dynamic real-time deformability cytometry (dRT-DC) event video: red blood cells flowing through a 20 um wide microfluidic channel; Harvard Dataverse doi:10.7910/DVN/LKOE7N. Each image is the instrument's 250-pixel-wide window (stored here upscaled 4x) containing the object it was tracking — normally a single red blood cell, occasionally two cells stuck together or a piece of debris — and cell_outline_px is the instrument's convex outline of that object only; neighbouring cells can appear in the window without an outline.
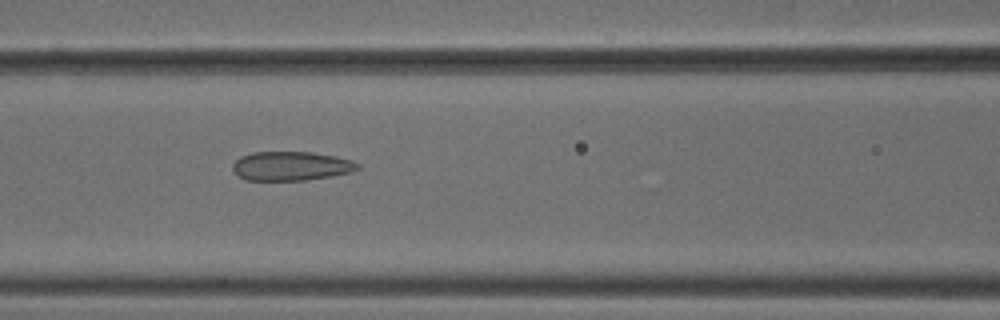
{"species": "common noctule bat (a hibernating species)", "species_latin": "Nyctalus noctula", "temperature_condition": "cold", "stored_images_in_passage": 50, "camera_frame_rate_fps": 3000, "um_per_image_px": 0.085, "animal": {"sex": "male", "body_mass_g": 18.8}, "frame": {"image": 1, "passage_image": 20, "time_ms": 6.333, "image_size_px": [1000, 320], "cell_outline_px": [[360, 168], [352, 172], [332, 176], [304, 180], [248, 180], [240, 176], [232, 168], [232, 164], [240, 156], [252, 152], [312, 152], [336, 156], [352, 160], [360, 164]], "centroid_in_image_um": [24.78, 14.1], "position_along_channel_um": 141.8, "area_um2": 21.21}}
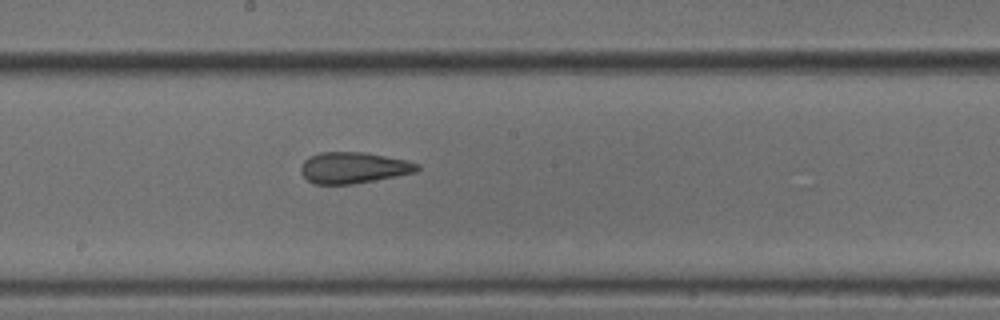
{"frame": {"image": 2, "passage_image": 26, "time_ms": 8.333, "image_size_px": [1000, 320], "cell_outline_px": [[420, 168], [416, 172], [396, 176], [352, 184], [312, 184], [300, 172], [300, 168], [304, 160], [308, 156], [320, 152], [364, 152], [408, 160], [420, 164]], "centroid_in_image_um": [30.04, 14.25], "position_along_channel_um": 218.2, "area_um2": 21.27}}
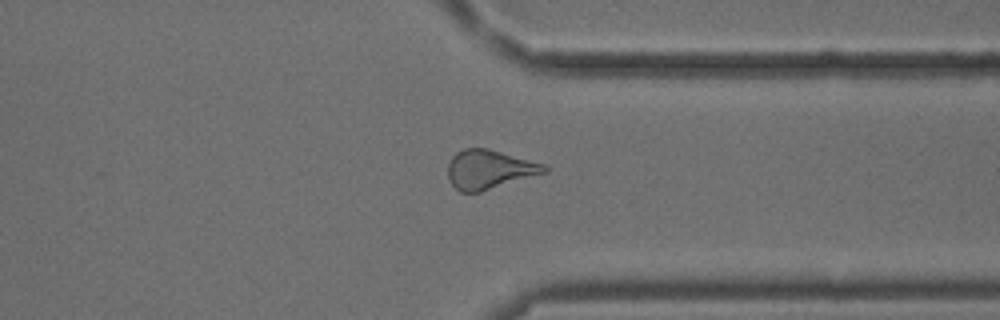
{"frame": {"image": 3, "passage_image": 38, "time_ms": 12.333, "image_size_px": [1000, 320], "cell_outline_px": [[548, 172], [480, 192], [460, 192], [452, 184], [448, 176], [448, 164], [452, 156], [456, 152], [464, 148], [488, 148], [544, 164], [548, 168]], "centroid_in_image_um": [41.58, 14.4], "position_along_channel_um": 369.8, "area_um2": 21.91}, "authors_computed_cell_mechanics": {"area_um2": 22.3108, "velocity_mm_per_s": 3.8164, "shape_relaxation_time_tau1_ms": null, "shape_relaxation_time_tau2_ms": 2.3069, "deformation_change_tau1": null, "deformation_change_tau2": 0.1106}}